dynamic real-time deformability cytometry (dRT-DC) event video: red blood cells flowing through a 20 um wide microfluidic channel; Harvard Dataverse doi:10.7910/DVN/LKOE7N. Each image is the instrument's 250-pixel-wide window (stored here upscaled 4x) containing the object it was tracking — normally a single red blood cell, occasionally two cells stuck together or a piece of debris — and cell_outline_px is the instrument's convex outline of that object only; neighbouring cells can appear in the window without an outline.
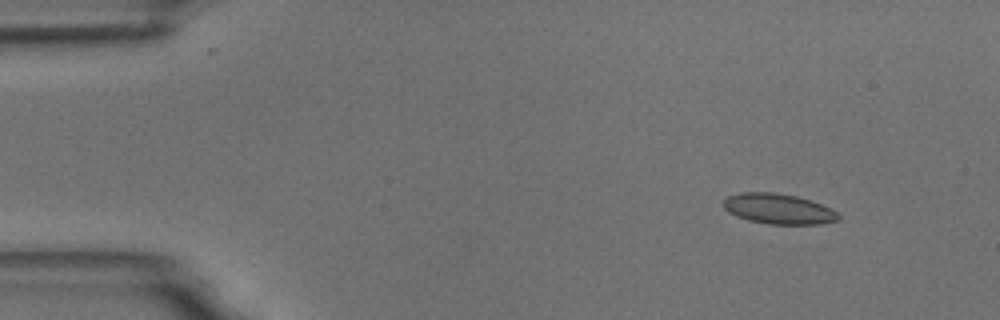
{"species": "common noctule bat (a hibernating species)", "species_latin": "Nyctalus noctula", "temperature_condition": "room temperature", "stored_images_in_passage": 4, "camera_frame_rate_fps": 3000, "um_per_image_px": 0.085, "animal": {"sex": "male", "body_mass_g": 18.8}, "frame": {"image": 1, "passage_image": 1, "time_ms": 0.0, "image_size_px": [1000, 320], "cell_outline_px": [[840, 220], [820, 224], [768, 224], [748, 220], [736, 216], [728, 212], [724, 208], [724, 200], [728, 196], [740, 192], [772, 192], [796, 196], [820, 204], [836, 212], [840, 216]], "centroid_in_image_um": [66.14, 17.76], "position_along_channel_um": 18.9, "area_um2": 20.17}}